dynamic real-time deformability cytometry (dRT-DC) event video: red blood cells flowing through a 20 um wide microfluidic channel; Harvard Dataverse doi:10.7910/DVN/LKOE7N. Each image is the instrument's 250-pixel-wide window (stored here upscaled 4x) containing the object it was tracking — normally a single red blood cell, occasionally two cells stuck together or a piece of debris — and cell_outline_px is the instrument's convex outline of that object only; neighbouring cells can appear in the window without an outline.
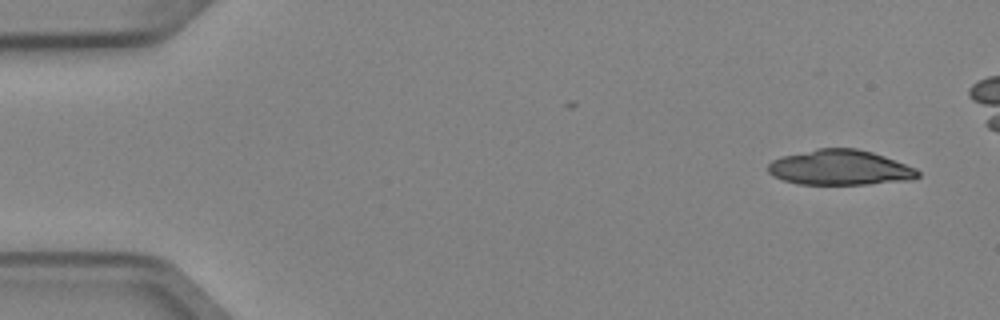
{"species": "Egyptian fruit bat (a non-hibernating species)", "species_latin": "Rousettus aegyptiacus", "temperature_condition": "cold", "stored_images_in_passage": 5, "camera_frame_rate_fps": 3000, "um_per_image_px": 0.085, "animal": {"sex": "female"}, "frame": {"image": 1, "passage_image": 1, "time_ms": 0.0, "image_size_px": [1000, 320], "cell_outline_px": [[920, 176], [912, 180], [868, 184], [796, 184], [772, 176], [768, 172], [768, 164], [772, 160], [780, 156], [816, 148], [856, 148], [872, 152], [884, 156], [916, 168], [920, 172]], "centroid_in_image_um": [71.39, 14.24], "position_along_channel_um": 13.6, "area_um2": 30.92}}